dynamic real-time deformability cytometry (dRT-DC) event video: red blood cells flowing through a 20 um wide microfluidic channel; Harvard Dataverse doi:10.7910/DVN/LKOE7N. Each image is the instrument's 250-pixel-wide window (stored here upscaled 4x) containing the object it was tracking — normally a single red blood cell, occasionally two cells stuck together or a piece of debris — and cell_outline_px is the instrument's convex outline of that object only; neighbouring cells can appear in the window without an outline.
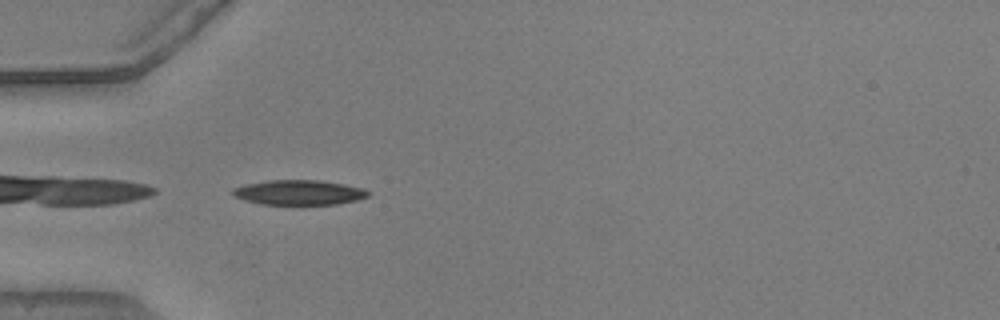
{"species": "common noctule bat (a hibernating species)", "species_latin": "Nyctalus noctula", "temperature_condition": "warm", "stored_images_in_passage": 37, "camera_frame_rate_fps": 3000, "um_per_image_px": 0.085, "animal": {"sex": "male", "body_mass_g": 20.5, "forearm_length_mm": 52.5}, "frame": {"image": 1, "passage_image": 1, "time_ms": 0.0, "image_size_px": [1000, 320], "cell_outline_px": [[368, 196], [356, 200], [336, 204], [260, 204], [244, 200], [232, 196], [232, 188], [244, 184], [268, 180], [316, 180], [344, 184], [364, 188], [368, 192]], "centroid_in_image_um": [25.35, 16.35], "position_along_channel_um": 59.6, "area_um2": 19.59}}
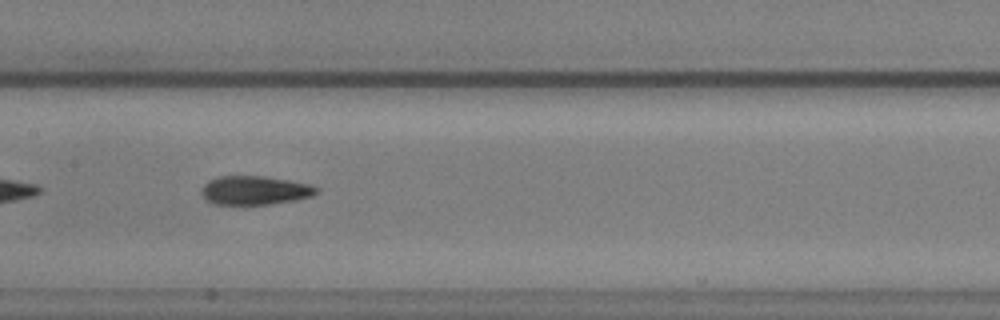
{"frame": {"image": 2, "passage_image": 11, "time_ms": 3.333, "image_size_px": [1000, 320], "cell_outline_px": [[320, 192], [312, 196], [292, 200], [268, 204], [216, 204], [208, 200], [200, 192], [200, 188], [208, 180], [220, 176], [264, 176], [288, 180], [308, 184], [320, 188]], "centroid_in_image_um": [21.66, 16.16], "position_along_channel_um": 185.7, "area_um2": 19.19}, "authors_computed_cell_mechanics": {"area_um2": 19.4208, "velocity_mm_per_s": 3.8958, "shape_relaxation_time_tau1_ms": null, "shape_relaxation_time_tau2_ms": 2.7216, "deformation_change_tau1": null, "deformation_change_tau2": 0.1058}}